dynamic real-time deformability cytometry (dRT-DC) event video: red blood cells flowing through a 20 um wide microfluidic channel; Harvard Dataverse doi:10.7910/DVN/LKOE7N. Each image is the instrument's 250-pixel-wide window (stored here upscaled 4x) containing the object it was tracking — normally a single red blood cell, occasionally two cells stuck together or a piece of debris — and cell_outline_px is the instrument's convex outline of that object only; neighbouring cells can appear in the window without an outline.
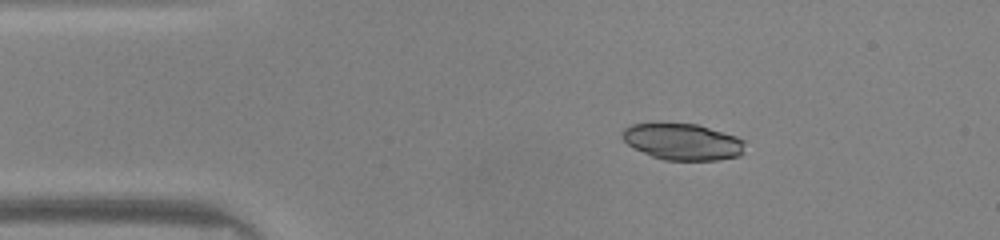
{"species": "common noctule bat (a hibernating species)", "species_latin": "Nyctalus noctula", "temperature_condition": "warm", "stored_images_in_passage": 41, "camera_frame_rate_fps": 3000, "um_per_image_px": 0.085, "animal": {"sex": "male", "body_mass_g": 20.0, "forearm_length_mm": 53.3}, "frame": {"image": 1, "passage_image": 1, "time_ms": 0.0, "image_size_px": [1000, 240], "cell_outline_px": [[744, 152], [740, 156], [716, 160], [664, 160], [652, 156], [628, 144], [620, 136], [620, 132], [624, 128], [632, 124], [700, 124], [736, 136], [744, 140]], "centroid_in_image_um": [58.05, 12.05], "position_along_channel_um": 26.9, "area_um2": 26.01}}
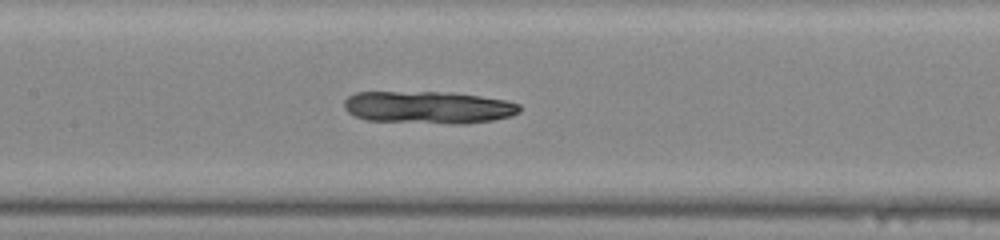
{"frame": {"image": 2, "passage_image": 15, "time_ms": 4.667, "image_size_px": [1000, 240], "cell_outline_px": [[520, 112], [512, 116], [492, 120], [468, 124], [452, 124], [364, 120], [348, 112], [344, 108], [344, 100], [348, 96], [356, 92], [452, 92], [480, 96], [504, 100], [520, 104]], "centroid_in_image_um": [36.41, 9.13], "position_along_channel_um": 171.0, "area_um2": 33.41}}
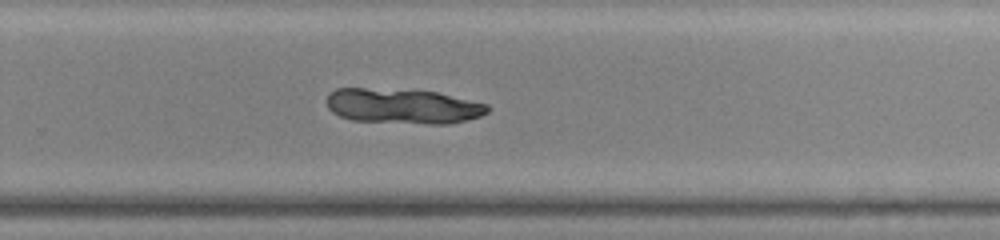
{"frame": {"image": 3, "passage_image": 24, "time_ms": 7.667, "image_size_px": [1000, 240], "cell_outline_px": [[488, 112], [480, 116], [468, 120], [448, 124], [428, 124], [352, 120], [340, 116], [332, 112], [328, 108], [328, 92], [336, 88], [364, 88], [436, 92], [488, 104]], "centroid_in_image_um": [34.23, 9.03], "position_along_channel_um": 295.6, "area_um2": 32.71}}